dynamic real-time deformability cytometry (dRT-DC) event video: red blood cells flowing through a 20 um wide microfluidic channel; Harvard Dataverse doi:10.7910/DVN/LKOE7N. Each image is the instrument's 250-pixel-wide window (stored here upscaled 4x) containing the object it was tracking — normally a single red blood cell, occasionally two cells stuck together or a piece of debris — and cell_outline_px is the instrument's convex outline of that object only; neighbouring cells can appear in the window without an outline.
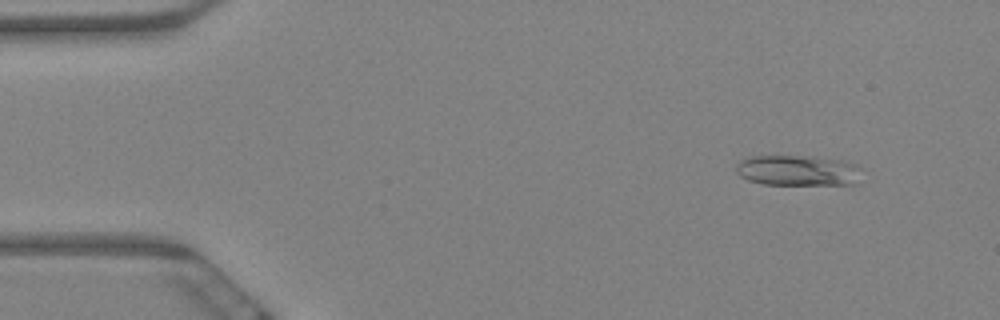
{"species": "Egyptian fruit bat (a non-hibernating species)", "species_latin": "Rousettus aegyptiacus", "temperature_condition": "warm", "stored_images_in_passage": 9, "camera_frame_rate_fps": 3000, "um_per_image_px": 0.085, "animal": {"sex": "female"}, "frame": {"image": 1, "passage_image": 2, "time_ms": 0.333, "image_size_px": [1000, 320], "cell_outline_px": [[860, 184], [764, 184], [748, 180], [740, 176], [736, 172], [736, 164], [740, 160], [748, 156], [816, 156], [840, 160], [856, 164], [860, 168]], "centroid_in_image_um": [67.83, 14.48], "position_along_channel_um": 17.2, "area_um2": 22.6}}
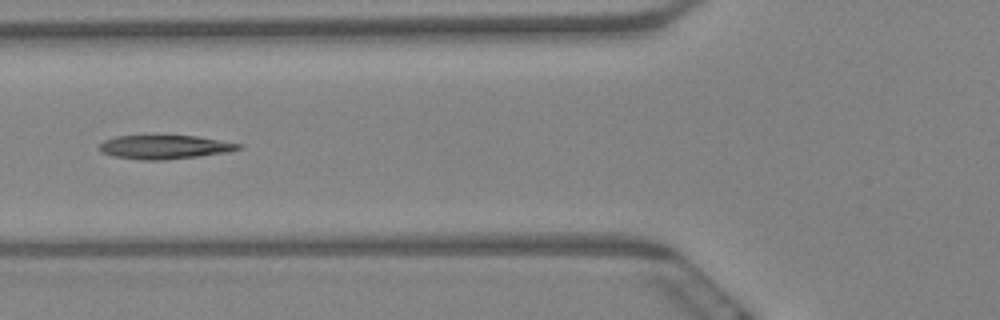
{"frame": {"image": 2, "passage_image": 7, "time_ms": 2.0, "image_size_px": [1000, 320], "cell_outline_px": [[244, 144], [240, 148], [224, 152], [200, 156], [164, 160], [140, 160], [116, 156], [100, 152], [100, 144], [104, 140], [116, 136], [196, 136]], "centroid_in_image_um": [13.99, 12.5], "position_along_channel_um": 111.8, "area_um2": 19.07}}
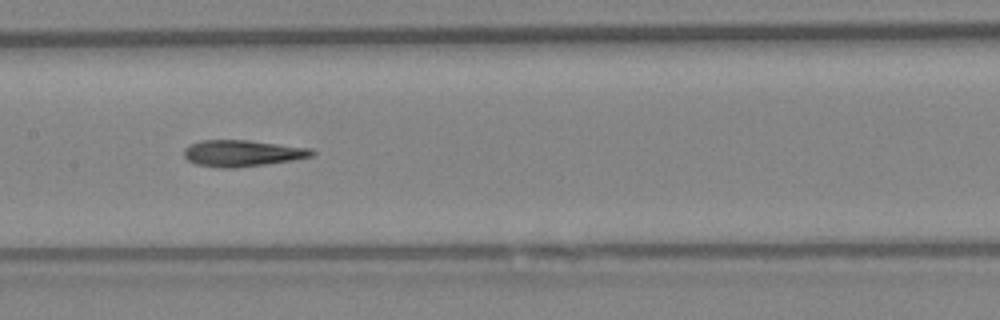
{"frame": {"image": 3, "passage_image": 9, "time_ms": 2.667, "image_size_px": [1000, 320], "cell_outline_px": [[316, 152], [312, 156], [292, 160], [236, 168], [220, 168], [196, 164], [188, 160], [184, 156], [184, 148], [200, 140], [248, 140], [312, 148]], "centroid_in_image_um": [20.6, 13.02], "position_along_channel_um": 186.8, "area_um2": 19.65}}